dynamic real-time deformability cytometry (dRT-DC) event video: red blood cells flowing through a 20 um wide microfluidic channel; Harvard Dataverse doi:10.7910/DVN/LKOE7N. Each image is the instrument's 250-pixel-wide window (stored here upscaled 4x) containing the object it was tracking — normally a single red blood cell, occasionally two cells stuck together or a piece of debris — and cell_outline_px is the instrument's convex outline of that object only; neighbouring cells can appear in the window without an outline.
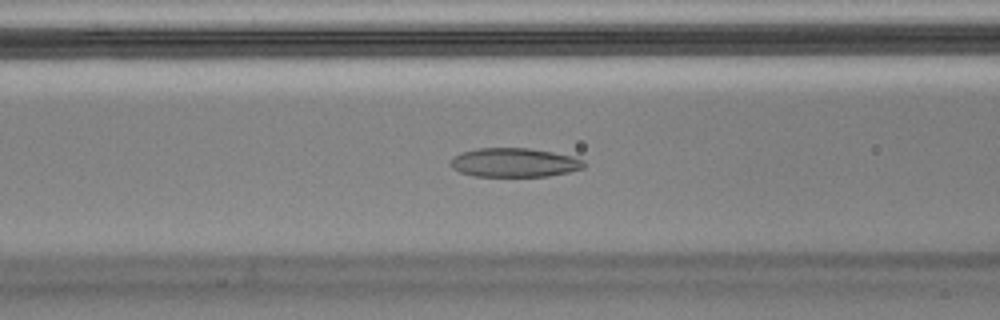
{"species": "Egyptian fruit bat (a non-hibernating species)", "species_latin": "Rousettus aegyptiacus", "temperature_condition": "cold", "stored_images_in_passage": 46, "camera_frame_rate_fps": 3000, "um_per_image_px": 0.085, "animal": {"sex": "male"}, "frame": {"image": 1, "passage_image": 20, "time_ms": 6.333, "image_size_px": [1000, 320], "cell_outline_px": [[588, 164], [584, 168], [568, 172], [548, 176], [472, 176], [460, 172], [452, 168], [448, 164], [452, 156], [460, 152], [476, 148], [528, 148], [552, 152], [572, 156], [584, 160]], "centroid_in_image_um": [43.68, 13.81], "position_along_channel_um": 122.9, "area_um2": 22.83}, "authors_computed_cell_mechanics": {"area_um2": 23.8425, "velocity_mm_per_s": 3.575, "shape_relaxation_time_tau1_ms": null, "shape_relaxation_time_tau2_ms": 2.1982, "deformation_change_tau1": null, "deformation_change_tau2": 0.0817}}